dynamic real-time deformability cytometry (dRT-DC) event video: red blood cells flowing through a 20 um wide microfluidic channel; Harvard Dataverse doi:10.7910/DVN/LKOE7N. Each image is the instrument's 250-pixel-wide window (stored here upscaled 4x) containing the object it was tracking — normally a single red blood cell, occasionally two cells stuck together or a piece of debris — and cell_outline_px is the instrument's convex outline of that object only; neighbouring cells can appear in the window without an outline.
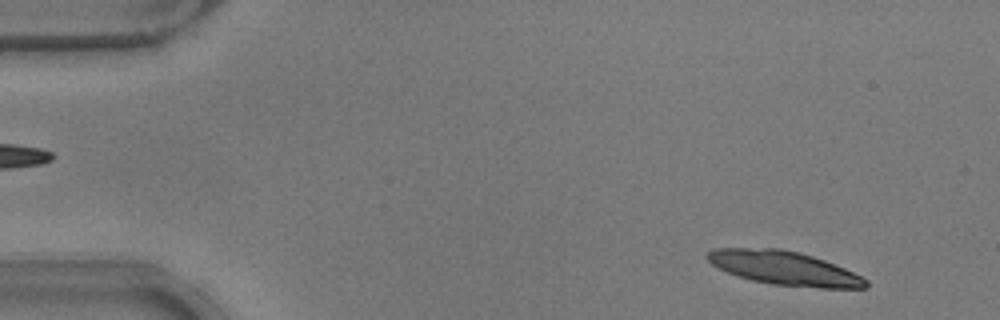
{"species": "common noctule bat (a hibernating species)", "species_latin": "Nyctalus noctula", "temperature_condition": "warm", "stored_images_in_passage": 30, "camera_frame_rate_fps": 3000, "um_per_image_px": 0.085, "animal": {"sex": "male", "body_mass_g": 17.9}, "frame": {"image": 1, "passage_image": 3, "time_ms": 0.667, "image_size_px": [1000, 320], "cell_outline_px": [[868, 288], [820, 288], [772, 284], [752, 280], [728, 272], [712, 264], [704, 256], [708, 252], [716, 248], [780, 248], [800, 252], [824, 260], [844, 268], [868, 280]], "centroid_in_image_um": [66.67, 22.78], "position_along_channel_um": 18.3, "area_um2": 31.04}}
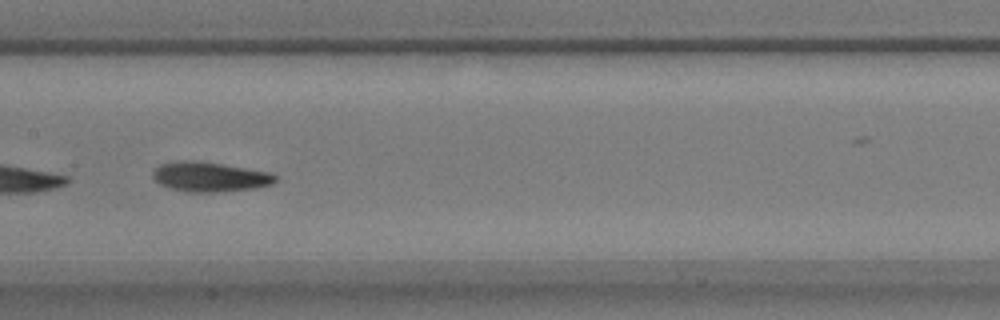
{"frame": {"image": 2, "passage_image": 25, "time_ms": 8.0, "image_size_px": [1000, 320], "cell_outline_px": [[276, 180], [272, 184], [256, 188], [212, 192], [188, 192], [168, 188], [160, 184], [152, 176], [152, 172], [160, 164], [176, 160], [184, 160], [220, 164], [272, 172], [276, 176]], "centroid_in_image_um": [17.82, 15.03], "position_along_channel_um": 189.6, "area_um2": 21.1}}